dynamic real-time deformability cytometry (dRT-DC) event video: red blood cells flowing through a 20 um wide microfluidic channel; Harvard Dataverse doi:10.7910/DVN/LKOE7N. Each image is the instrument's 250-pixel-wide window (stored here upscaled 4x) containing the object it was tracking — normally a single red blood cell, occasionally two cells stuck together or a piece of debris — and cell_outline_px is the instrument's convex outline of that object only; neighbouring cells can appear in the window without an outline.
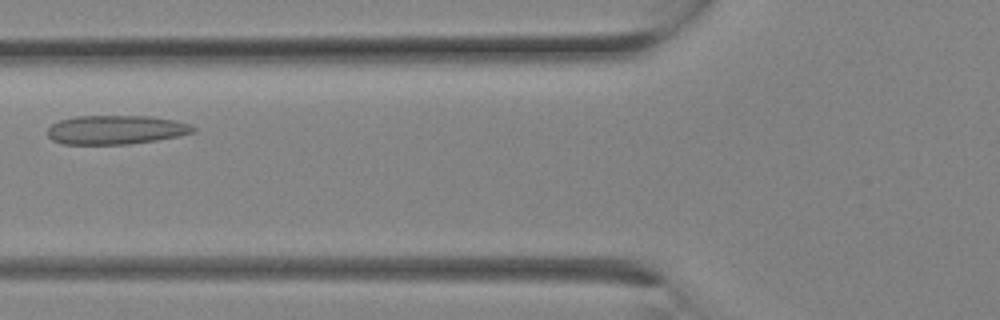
{"species": "Egyptian fruit bat (a non-hibernating species)", "species_latin": "Rousettus aegyptiacus", "temperature_condition": "room temperature", "stored_images_in_passage": 8, "camera_frame_rate_fps": 3000, "um_per_image_px": 0.085, "animal": {"sex": "female"}, "frame": {"image": 1, "passage_image": 4, "time_ms": 1.0, "image_size_px": [1000, 320], "cell_outline_px": [[196, 132], [180, 136], [156, 140], [128, 144], [60, 144], [52, 140], [48, 136], [48, 128], [52, 124], [60, 120], [76, 116], [148, 116], [172, 120], [188, 124], [196, 128]], "centroid_in_image_um": [9.83, 11.04], "position_along_channel_um": 116.0, "area_um2": 24.57}}
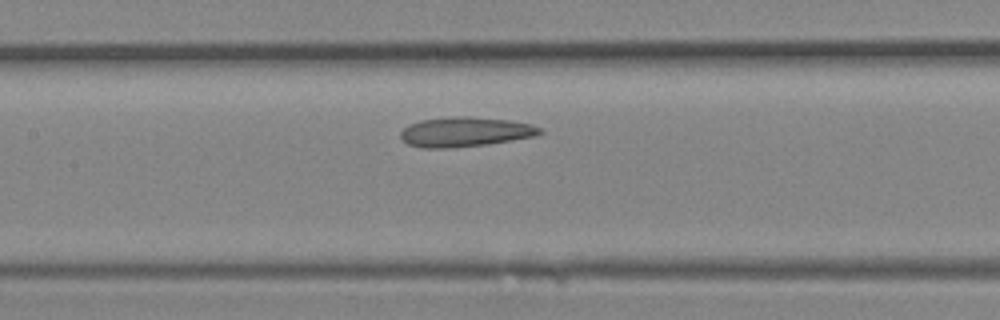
{"frame": {"image": 2, "passage_image": 6, "time_ms": 1.667, "image_size_px": [1000, 320], "cell_outline_px": [[544, 132], [536, 136], [512, 140], [484, 144], [448, 148], [420, 148], [408, 144], [400, 136], [400, 132], [408, 124], [420, 120], [456, 116], [468, 116], [508, 120], [532, 124], [540, 128]], "centroid_in_image_um": [39.52, 11.2], "position_along_channel_um": 167.9, "area_um2": 24.04}}
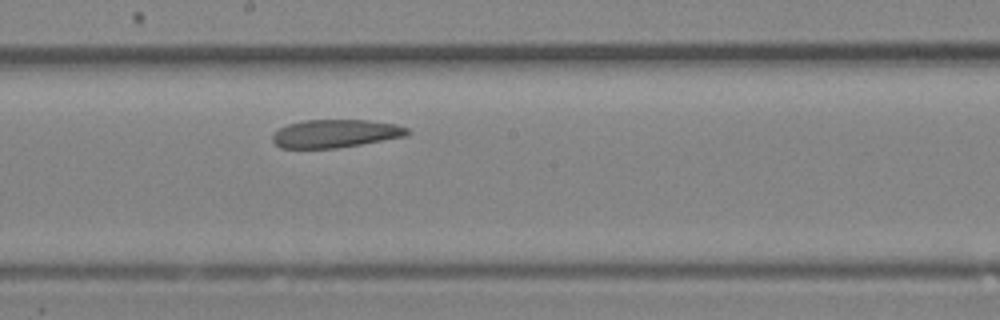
{"frame": {"image": 3, "passage_image": 8, "time_ms": 2.333, "image_size_px": [1000, 320], "cell_outline_px": [[412, 132], [408, 136], [336, 148], [280, 148], [272, 140], [272, 136], [280, 128], [288, 124], [304, 120], [368, 120], [396, 124], [408, 128]], "centroid_in_image_um": [28.55, 11.35], "position_along_channel_um": 219.6, "area_um2": 22.08}}